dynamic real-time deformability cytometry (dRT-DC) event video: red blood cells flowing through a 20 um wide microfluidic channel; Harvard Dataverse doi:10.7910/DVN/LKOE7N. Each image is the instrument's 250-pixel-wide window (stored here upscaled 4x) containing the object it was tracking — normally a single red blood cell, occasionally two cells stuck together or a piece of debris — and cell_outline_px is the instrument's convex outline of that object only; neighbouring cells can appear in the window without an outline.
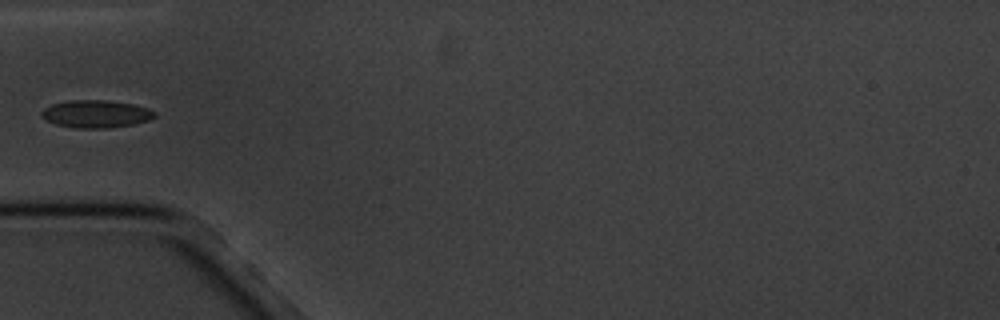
{"species": "common noctule bat (a hibernating species)", "species_latin": "Nyctalus noctula", "temperature_condition": "cold", "stored_images_in_passage": 11, "camera_frame_rate_fps": 3000, "um_per_image_px": 0.085, "animal": {"sex": "male", "body_mass_g": 20.1, "forearm_length_mm": 53.5}, "frame": {"image": 1, "passage_image": 5, "time_ms": 5.0, "image_size_px": [1000, 320], "cell_outline_px": [[156, 116], [148, 120], [132, 124], [108, 128], [76, 128], [56, 124], [40, 116], [40, 112], [44, 108], [52, 104], [72, 100], [104, 100], [132, 104], [148, 108], [156, 112]], "centroid_in_image_um": [8.15, 9.68], "position_along_channel_um": 76.9, "area_um2": 18.03}}
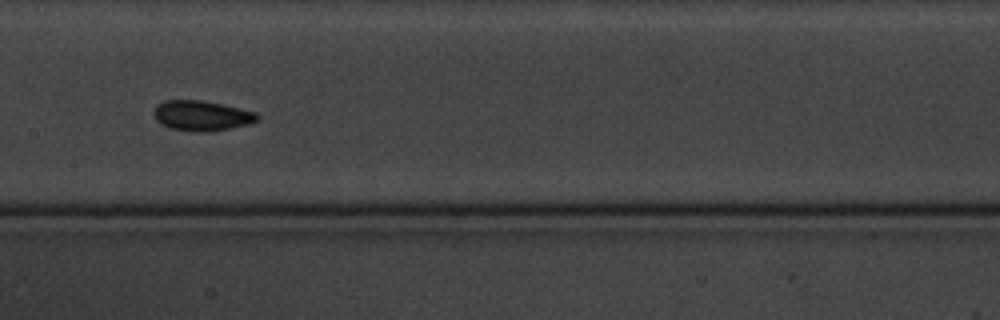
{"frame": {"image": 2, "passage_image": 8, "time_ms": 8.333, "image_size_px": [1000, 320], "cell_outline_px": [[260, 116], [256, 120], [248, 124], [232, 128], [208, 132], [196, 132], [168, 128], [160, 124], [156, 120], [152, 112], [156, 104], [164, 100], [204, 100], [240, 108], [256, 112]], "centroid_in_image_um": [17.1, 9.83], "position_along_channel_um": 190.3, "area_um2": 18.5}}
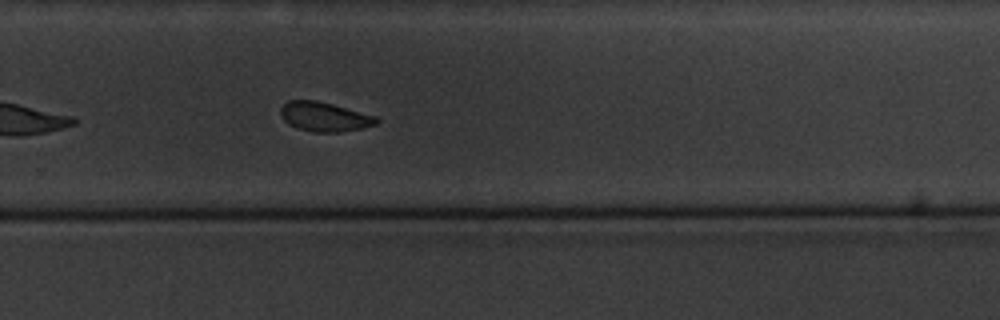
{"frame": {"image": 3, "passage_image": 11, "time_ms": 11.667, "image_size_px": [1000, 320], "cell_outline_px": [[380, 120], [376, 124], [360, 128], [340, 132], [312, 132], [296, 128], [288, 124], [280, 116], [280, 108], [288, 100], [316, 100], [332, 104], [376, 116]], "centroid_in_image_um": [27.54, 9.92], "position_along_channel_um": 302.3, "area_um2": 16.42}}